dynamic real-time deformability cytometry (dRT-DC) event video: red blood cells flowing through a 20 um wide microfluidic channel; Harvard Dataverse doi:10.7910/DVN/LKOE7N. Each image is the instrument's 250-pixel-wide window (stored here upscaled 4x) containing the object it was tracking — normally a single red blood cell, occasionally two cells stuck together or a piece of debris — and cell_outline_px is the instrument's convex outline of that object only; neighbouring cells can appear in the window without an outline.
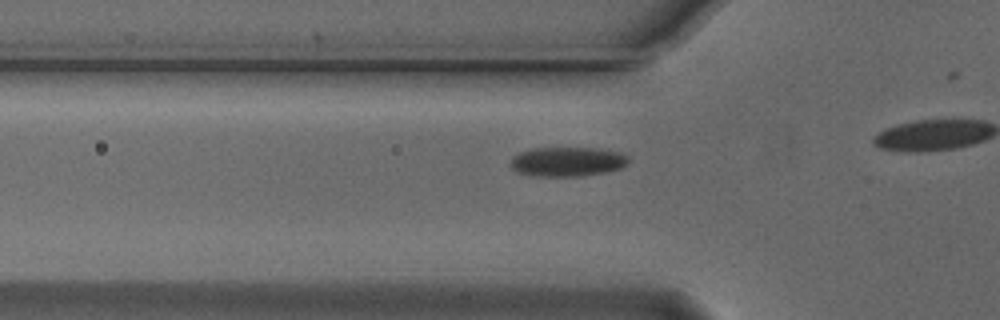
{"species": "Egyptian fruit bat (a non-hibernating species)", "species_latin": "Rousettus aegyptiacus", "temperature_condition": "cold", "stored_images_in_passage": 7, "camera_frame_rate_fps": 3000, "um_per_image_px": 0.085, "animal": {"sex": "male"}, "frame": {"image": 1, "passage_image": 2, "time_ms": 0.333, "image_size_px": [1000, 320], "cell_outline_px": [[628, 164], [620, 168], [604, 172], [580, 176], [536, 176], [516, 172], [508, 164], [512, 156], [520, 152], [532, 148], [600, 148], [620, 152], [628, 156]], "centroid_in_image_um": [48.19, 13.73], "position_along_channel_um": 77.6, "area_um2": 20.4}}
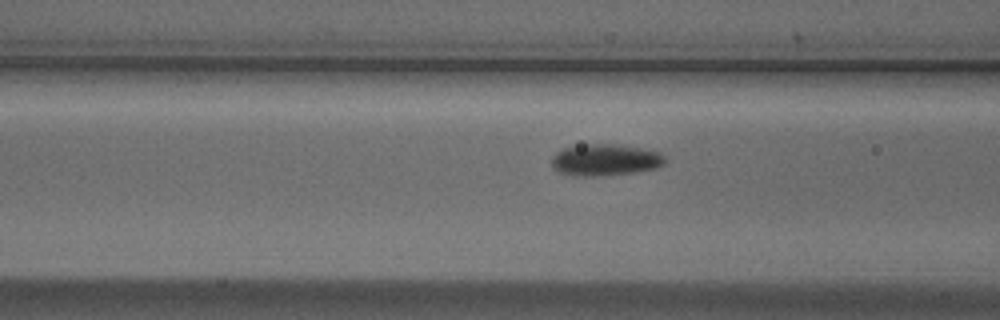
{"frame": {"image": 2, "passage_image": 5, "time_ms": 1.333, "image_size_px": [1000, 320], "cell_outline_px": [[664, 164], [656, 168], [636, 172], [600, 176], [572, 176], [560, 172], [552, 164], [552, 156], [556, 152], [564, 148], [584, 144], [612, 144], [640, 148], [660, 152], [664, 156]], "centroid_in_image_um": [51.44, 13.6], "position_along_channel_um": 115.2, "area_um2": 20.81}}